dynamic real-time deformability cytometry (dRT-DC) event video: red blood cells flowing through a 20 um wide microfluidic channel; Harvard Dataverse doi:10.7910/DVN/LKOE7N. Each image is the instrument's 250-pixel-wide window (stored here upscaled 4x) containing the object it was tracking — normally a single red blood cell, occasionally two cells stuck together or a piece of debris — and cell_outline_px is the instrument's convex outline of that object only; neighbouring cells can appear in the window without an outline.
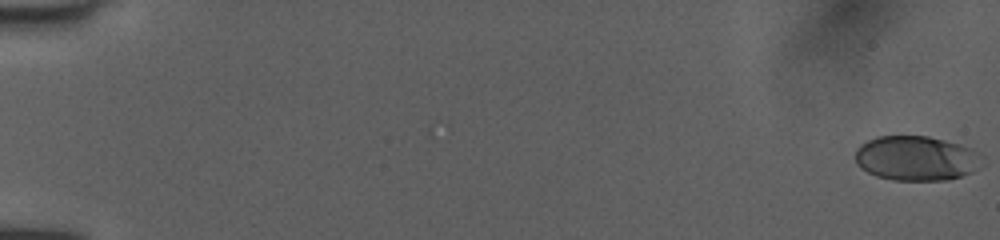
{"species": "human", "species_latin": "Homo sapiens", "temperature_condition": "room temperature", "stored_images_in_passage": 53, "camera_frame_rate_fps": 3000, "um_per_image_px": 0.085, "donor": {"sex": "female"}, "frame": {"image": 1, "passage_image": 1, "time_ms": 0.0, "image_size_px": [1000, 240], "cell_outline_px": [[980, 152], [976, 168], [972, 172], [948, 180], [892, 180], [876, 176], [860, 168], [856, 164], [856, 148], [860, 144], [876, 136], [928, 136], [960, 144], [972, 148]], "centroid_in_image_um": [77.83, 13.45], "position_along_channel_um": 7.2, "area_um2": 32.95}}
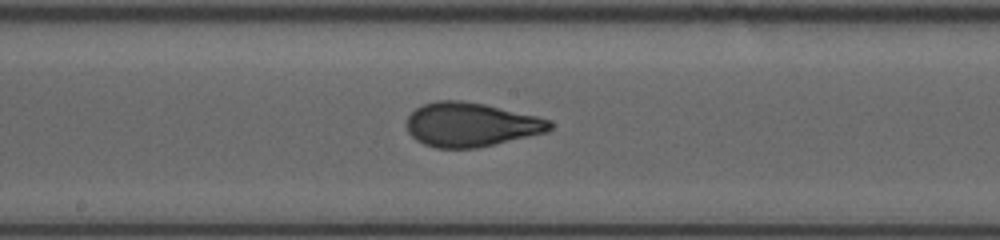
{"frame": {"image": 2, "passage_image": 30, "time_ms": 9.667, "image_size_px": [1000, 240], "cell_outline_px": [[552, 128], [548, 132], [476, 148], [436, 148], [424, 144], [416, 140], [408, 132], [408, 116], [420, 104], [436, 100], [464, 100], [484, 104], [536, 116], [548, 120], [552, 124]], "centroid_in_image_um": [40.0, 10.59], "position_along_channel_um": 208.2, "area_um2": 36.7}}
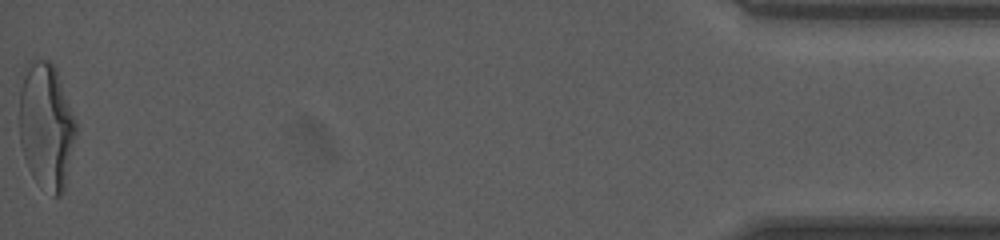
{"frame": {"image": 3, "passage_image": 53, "time_ms": 17.333, "image_size_px": [1000, 240], "cell_outline_px": [[76, 136], [64, 192], [60, 196], [52, 196], [32, 176], [28, 168], [20, 144], [20, 88], [24, 64], [28, 60], [48, 60], [56, 68], [76, 120]], "centroid_in_image_um": [3.93, 10.69], "position_along_channel_um": 431.3, "area_um2": 42.08}, "authors_computed_cell_mechanics": {"area_um2": 35.7782, "velocity_mm_per_s": 4.0532, "shape_relaxation_time_tau1_ms": 5.9155, "shape_relaxation_time_tau2_ms": null, "deformation_change_tau1": 0.2169, "deformation_change_tau2": null}}